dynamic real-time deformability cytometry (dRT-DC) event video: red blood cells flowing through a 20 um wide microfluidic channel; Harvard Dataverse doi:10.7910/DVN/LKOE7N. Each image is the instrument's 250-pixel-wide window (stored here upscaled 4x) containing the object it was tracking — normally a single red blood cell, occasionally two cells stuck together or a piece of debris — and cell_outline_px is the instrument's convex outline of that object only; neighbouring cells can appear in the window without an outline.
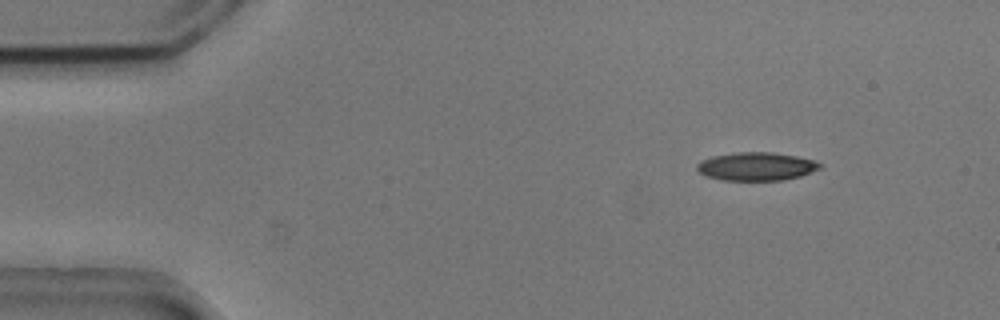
{"species": "common noctule bat (a hibernating species)", "species_latin": "Nyctalus noctula", "temperature_condition": "cold", "stored_images_in_passage": 54, "camera_frame_rate_fps": 3000, "um_per_image_px": 0.085, "animal": {"sex": "male", "body_mass_g": 20.5, "forearm_length_mm": 52.5}, "frame": {"image": 1, "passage_image": 7, "time_ms": 2.0, "image_size_px": [1000, 320], "cell_outline_px": [[824, 164], [820, 168], [800, 176], [784, 180], [724, 180], [704, 176], [696, 168], [696, 164], [700, 160], [712, 156], [736, 152], [772, 152], [796, 156], [816, 160]], "centroid_in_image_um": [64.28, 14.14], "position_along_channel_um": 20.7, "area_um2": 20.4}}
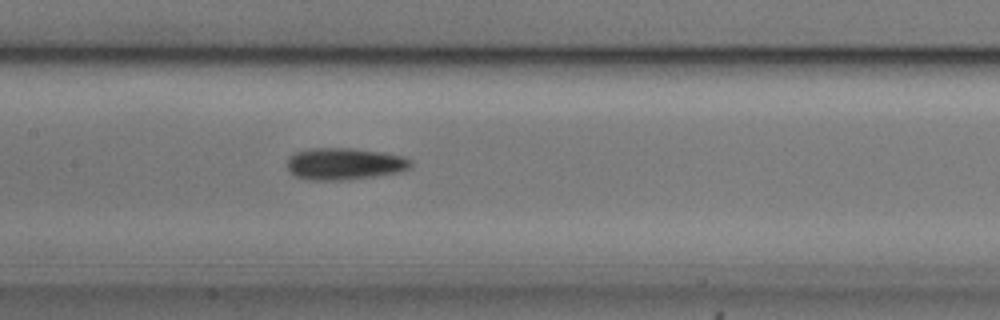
{"frame": {"image": 2, "passage_image": 26, "time_ms": 8.333, "image_size_px": [1000, 320], "cell_outline_px": [[412, 168], [400, 172], [376, 176], [348, 180], [304, 180], [288, 172], [288, 156], [296, 152], [312, 148], [352, 148], [380, 152], [400, 156], [412, 160]], "centroid_in_image_um": [29.27, 13.94], "position_along_channel_um": 178.1, "area_um2": 23.18}}
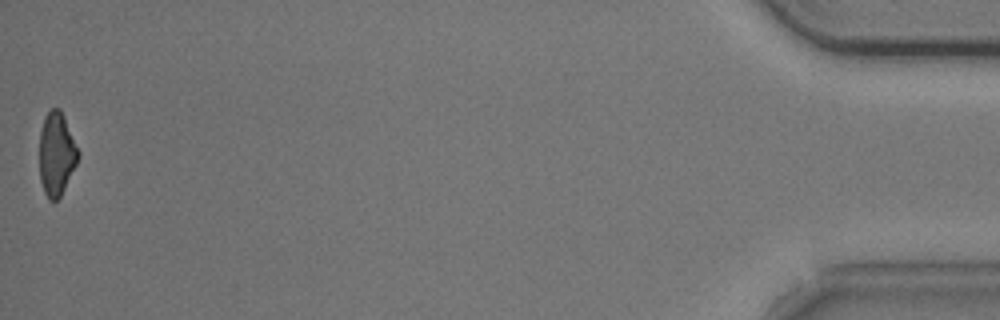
{"frame": {"image": 3, "passage_image": 54, "time_ms": 17.667, "image_size_px": [1000, 320], "cell_outline_px": [[80, 156], [60, 196], [56, 200], [48, 200], [44, 192], [40, 180], [40, 132], [44, 116], [52, 108], [60, 108], [64, 116], [80, 152]], "centroid_in_image_um": [4.8, 13.06], "position_along_channel_um": 430.4, "area_um2": 18.73}, "authors_computed_cell_mechanics": {"area_um2": 20.9525, "velocity_mm_per_s": 3.7455, "shape_relaxation_time_tau1_ms": 4.0934, "shape_relaxation_time_tau2_ms": 7.367, "deformation_change_tau1": 0.1113, "deformation_change_tau2": 0.1777}}